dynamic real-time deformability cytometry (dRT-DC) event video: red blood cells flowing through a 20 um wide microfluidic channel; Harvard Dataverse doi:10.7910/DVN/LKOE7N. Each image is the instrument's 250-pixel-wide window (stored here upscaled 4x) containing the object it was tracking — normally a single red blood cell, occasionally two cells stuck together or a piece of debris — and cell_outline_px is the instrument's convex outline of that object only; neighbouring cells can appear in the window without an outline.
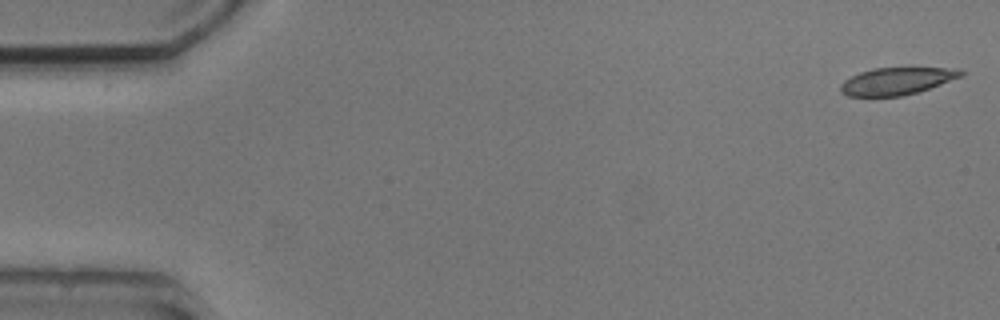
{"species": "common noctule bat (a hibernating species)", "species_latin": "Nyctalus noctula", "temperature_condition": "cold", "stored_images_in_passage": 2, "camera_frame_rate_fps": 3000, "um_per_image_px": 0.085, "animal": {"sex": "male", "body_mass_g": 20.5, "forearm_length_mm": 52.5}, "frame": {"image": 1, "passage_image": 2, "time_ms": 1.0, "image_size_px": [1000, 320], "cell_outline_px": [[964, 76], [916, 92], [900, 96], [848, 96], [840, 92], [840, 84], [844, 80], [860, 72], [872, 68], [956, 68], [964, 72]], "centroid_in_image_um": [76.2, 6.89], "position_along_channel_um": 8.8, "area_um2": 18.96}}